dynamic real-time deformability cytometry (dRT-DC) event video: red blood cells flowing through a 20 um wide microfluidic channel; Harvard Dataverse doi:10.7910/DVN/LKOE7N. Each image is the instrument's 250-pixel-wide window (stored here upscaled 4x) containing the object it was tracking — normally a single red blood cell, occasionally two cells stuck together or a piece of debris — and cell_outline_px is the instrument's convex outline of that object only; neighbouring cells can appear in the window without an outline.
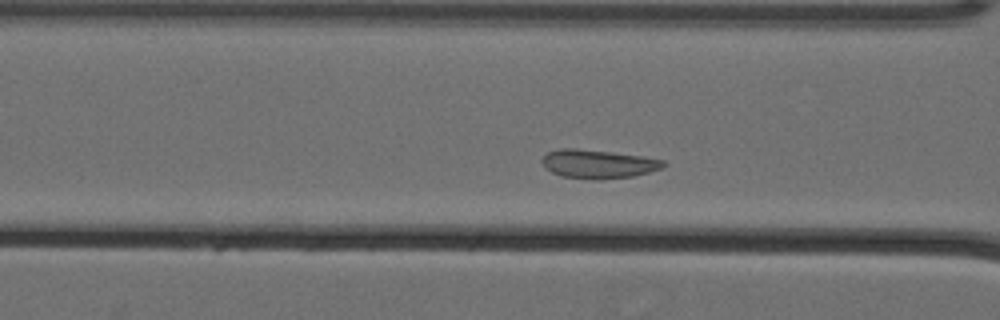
{"species": "Egyptian fruit bat (a non-hibernating species)", "species_latin": "Rousettus aegyptiacus", "temperature_condition": "cold", "stored_images_in_passage": 43, "camera_frame_rate_fps": 3000, "um_per_image_px": 0.085, "animal": {"sex": "female"}, "frame": {"image": 1, "passage_image": 8, "time_ms": 2.333, "image_size_px": [1000, 320], "cell_outline_px": [[668, 164], [660, 168], [648, 172], [632, 176], [600, 180], [592, 180], [560, 176], [544, 168], [540, 160], [548, 152], [560, 148], [576, 148], [612, 152], [644, 156], [664, 160]], "centroid_in_image_um": [50.81, 13.94], "position_along_channel_um": 115.8, "area_um2": 20.52}}
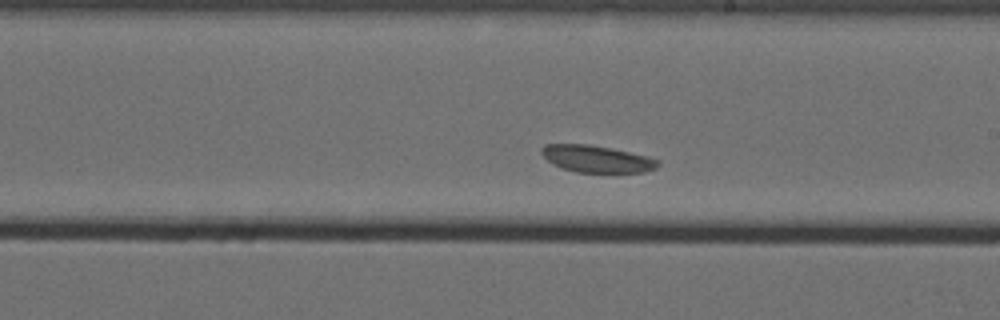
{"frame": {"image": 2, "passage_image": 19, "time_ms": 6.0, "image_size_px": [1000, 320], "cell_outline_px": [[660, 164], [656, 168], [644, 172], [576, 172], [560, 168], [552, 164], [540, 152], [540, 148], [544, 144], [588, 144], [648, 156], [660, 160]], "centroid_in_image_um": [50.7, 13.51], "position_along_channel_um": 238.3, "area_um2": 18.26}}
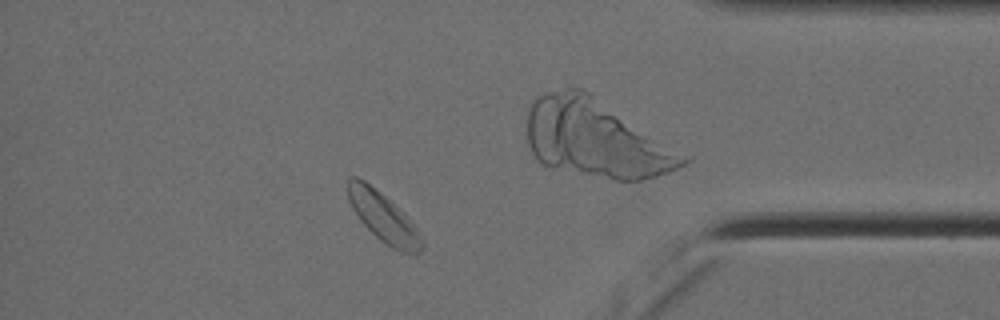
{"frame": {"image": 3, "passage_image": 36, "time_ms": 11.667, "image_size_px": [1000, 320], "cell_outline_px": [[424, 248], [416, 256], [400, 252], [392, 248], [380, 240], [360, 220], [352, 208], [348, 200], [348, 176], [356, 176], [364, 180], [380, 192], [412, 224], [424, 240]], "centroid_in_image_um": [32.58, 18.51], "position_along_channel_um": 402.6, "area_um2": 20.87}}